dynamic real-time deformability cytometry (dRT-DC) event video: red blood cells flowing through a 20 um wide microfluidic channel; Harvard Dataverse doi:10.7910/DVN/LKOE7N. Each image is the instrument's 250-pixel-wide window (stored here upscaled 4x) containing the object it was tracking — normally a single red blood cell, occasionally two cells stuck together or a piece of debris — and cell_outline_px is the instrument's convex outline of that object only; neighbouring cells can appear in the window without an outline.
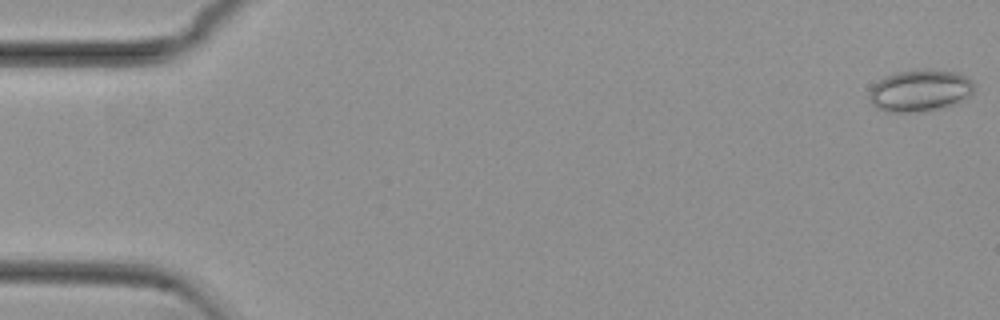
{"species": "common noctule bat (a hibernating species)", "species_latin": "Nyctalus noctula", "temperature_condition": "cold", "stored_images_in_passage": 15, "camera_frame_rate_fps": 3000, "um_per_image_px": 0.085, "animal": {"sex": "female", "body_mass_g": 29.2, "forearm_length_mm": 56.3}, "frame": {"image": 1, "passage_image": 1, "time_ms": 0.0, "image_size_px": [1000, 320], "cell_outline_px": [[972, 92], [968, 96], [956, 104], [936, 108], [912, 112], [892, 112], [876, 108], [872, 104], [868, 96], [872, 84], [884, 76], [900, 72], [960, 72], [972, 80]], "centroid_in_image_um": [78.15, 7.73], "position_along_channel_um": 6.9, "area_um2": 24.74}}